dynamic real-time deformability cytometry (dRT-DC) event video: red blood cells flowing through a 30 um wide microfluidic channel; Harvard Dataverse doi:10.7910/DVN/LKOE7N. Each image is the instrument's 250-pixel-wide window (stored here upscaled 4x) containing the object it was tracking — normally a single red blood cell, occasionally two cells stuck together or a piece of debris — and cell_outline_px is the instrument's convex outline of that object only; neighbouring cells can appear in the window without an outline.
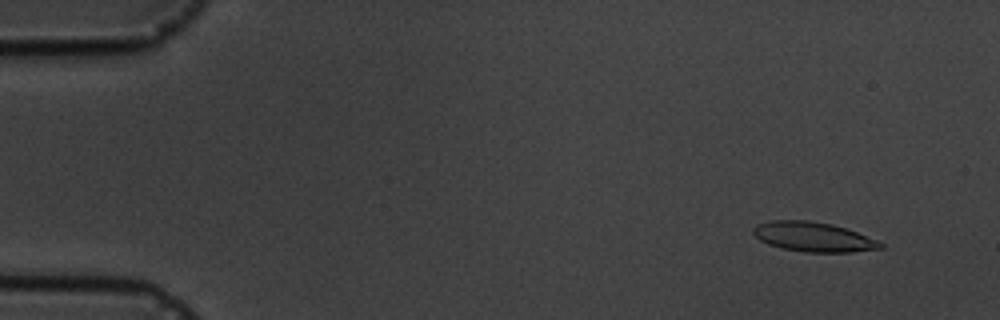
{"species": "common noctule bat (a hibernating species)", "species_latin": "Nyctalus noctula", "temperature_condition": "cold", "stored_images_in_passage": 7, "camera_frame_rate_fps": 3000, "um_per_image_px": 0.085, "animal": {"sex": "male", "body_mass_g": 19.5, "forearm_length_mm": 54.6}, "frame": {"image": 1, "passage_image": 2, "time_ms": 1.333, "image_size_px": [1000, 320], "cell_outline_px": [[884, 248], [852, 252], [804, 252], [784, 248], [768, 244], [760, 240], [752, 232], [752, 228], [756, 224], [772, 220], [808, 220], [832, 224], [856, 232], [876, 240], [884, 244]], "centroid_in_image_um": [69.11, 20.13], "position_along_channel_um": 15.9, "area_um2": 21.85}}
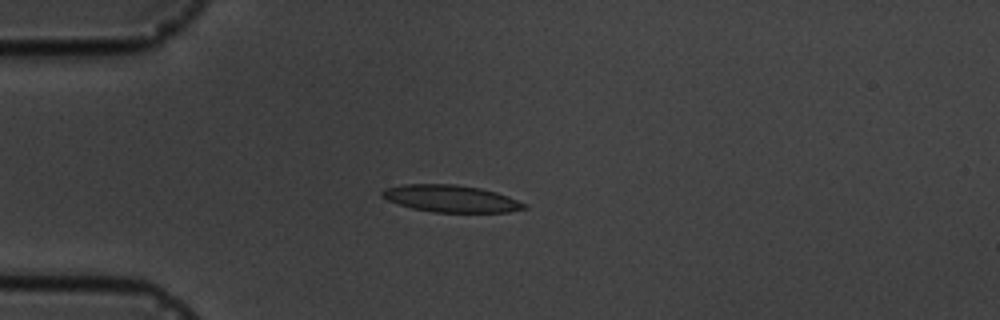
{"frame": {"image": 2, "passage_image": 5, "time_ms": 4.667, "image_size_px": [1000, 320], "cell_outline_px": [[528, 208], [508, 212], [432, 212], [412, 208], [388, 200], [380, 196], [380, 192], [384, 188], [404, 184], [456, 184], [480, 188], [496, 192], [508, 196], [528, 204]], "centroid_in_image_um": [38.34, 16.88], "position_along_channel_um": 46.7, "area_um2": 22.48}}
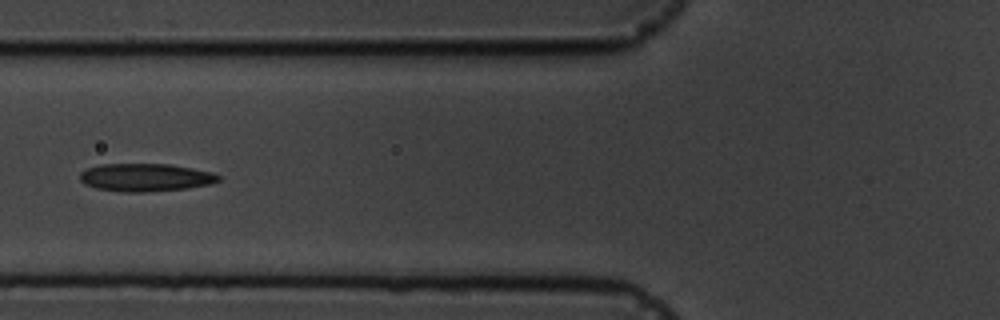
{"frame": {"image": 3, "passage_image": 7, "time_ms": 7.0, "image_size_px": [1000, 320], "cell_outline_px": [[220, 180], [212, 184], [188, 188], [144, 192], [124, 192], [96, 188], [84, 184], [80, 180], [80, 172], [88, 168], [100, 164], [172, 164], [212, 172], [220, 176]], "centroid_in_image_um": [12.38, 15.08], "position_along_channel_um": 113.4, "area_um2": 22.6}}